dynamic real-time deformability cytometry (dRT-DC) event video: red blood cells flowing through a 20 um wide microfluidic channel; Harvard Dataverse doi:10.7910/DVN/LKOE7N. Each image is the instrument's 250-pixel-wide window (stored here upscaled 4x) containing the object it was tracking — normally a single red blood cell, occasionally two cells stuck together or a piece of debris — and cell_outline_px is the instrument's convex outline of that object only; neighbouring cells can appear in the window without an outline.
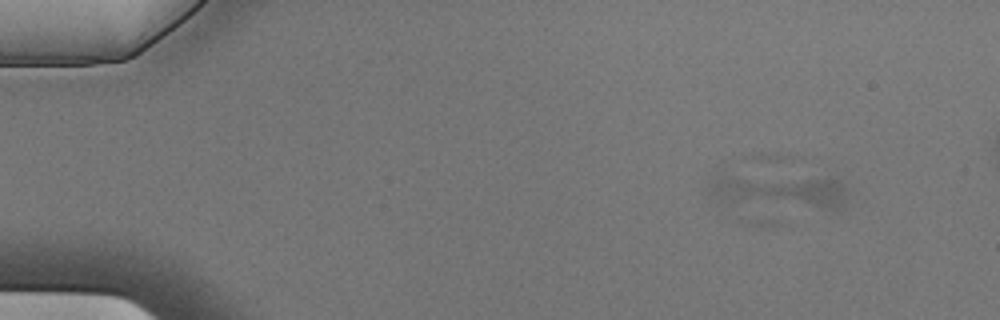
{"species": "Egyptian fruit bat (a non-hibernating species)", "species_latin": "Rousettus aegyptiacus", "temperature_condition": "cold", "stored_images_in_passage": 5, "segment_of_instrument_passage": [1, 2], "camera_frame_rate_fps": 3000, "um_per_image_px": 0.085, "animal": {"sex": "male"}, "frame": {"image": 1, "passage_image": 2, "time_ms": 0.333, "image_size_px": [1000, 320], "cell_outline_px": [[848, 196], [840, 212], [832, 212], [716, 200], [704, 188], [708, 180], [716, 176], [832, 176], [840, 180], [848, 188]], "centroid_in_image_um": [66.43, 16.27], "position_along_channel_um": 18.6, "area_um2": 29.48}}